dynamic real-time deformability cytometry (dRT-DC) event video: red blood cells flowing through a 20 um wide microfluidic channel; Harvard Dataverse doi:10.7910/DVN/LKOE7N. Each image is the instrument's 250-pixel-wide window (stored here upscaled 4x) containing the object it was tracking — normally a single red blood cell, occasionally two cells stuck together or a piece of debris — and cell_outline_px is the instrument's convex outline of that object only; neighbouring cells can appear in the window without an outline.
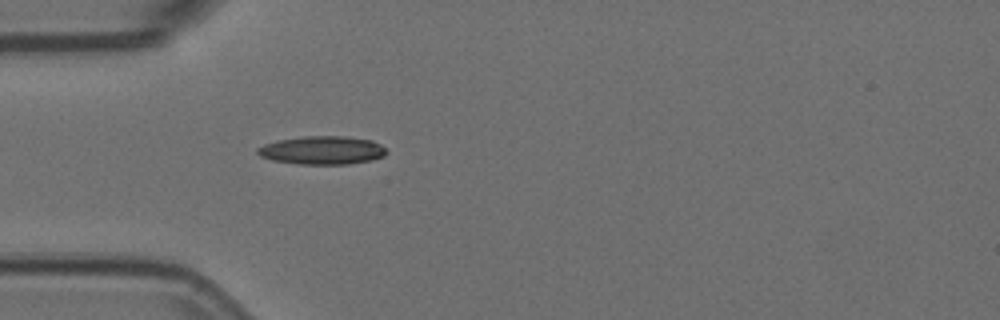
{"species": "Egyptian fruit bat (a non-hibernating species)", "species_latin": "Rousettus aegyptiacus", "temperature_condition": "room temperature", "stored_images_in_passage": 4, "camera_frame_rate_fps": 3000, "um_per_image_px": 0.085, "animal": {"sex": "female"}, "frame": {"image": 1, "passage_image": 4, "time_ms": 1.0, "image_size_px": [1000, 320], "cell_outline_px": [[388, 152], [384, 156], [372, 160], [348, 164], [300, 164], [272, 160], [260, 156], [256, 152], [256, 148], [264, 144], [276, 140], [304, 136], [344, 136], [372, 140], [380, 144]], "centroid_in_image_um": [27.38, 12.77], "position_along_channel_um": 57.6, "area_um2": 21.39}}